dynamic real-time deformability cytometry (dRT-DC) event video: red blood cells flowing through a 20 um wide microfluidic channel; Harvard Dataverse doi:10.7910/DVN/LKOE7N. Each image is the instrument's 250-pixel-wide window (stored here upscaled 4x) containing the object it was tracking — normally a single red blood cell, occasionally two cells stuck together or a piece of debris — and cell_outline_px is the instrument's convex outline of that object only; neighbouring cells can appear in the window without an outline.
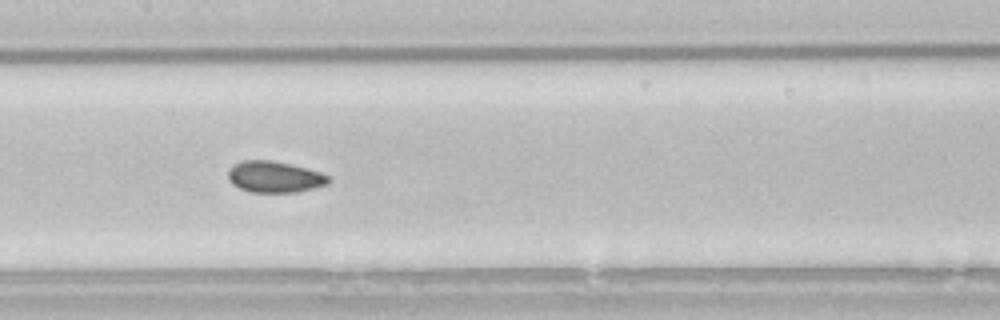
{"species": "common noctule bat (a hibernating species)", "species_latin": "Nyctalus noctula", "temperature_condition": "room temperature", "stored_images_in_passage": 40, "camera_frame_rate_fps": 3000, "um_per_image_px": 0.085, "animal": {"sex": "male", "body_mass_g": 21.5, "forearm_length_mm": 52.0}, "frame": {"image": 1, "passage_image": 18, "time_ms": 5.667, "image_size_px": [1000, 320], "cell_outline_px": [[332, 180], [328, 184], [296, 192], [252, 192], [240, 188], [232, 184], [228, 180], [228, 168], [232, 164], [240, 160], [272, 160], [320, 172], [328, 176]], "centroid_in_image_um": [23.29, 15.03], "position_along_channel_um": 184.1, "area_um2": 18.32}, "authors_computed_cell_mechanics": {"area_um2": 18.4382, "velocity_mm_per_s": 3.8208, "shape_relaxation_time_tau1_ms": 9.452, "shape_relaxation_time_tau2_ms": 1.3682, "deformation_change_tau1": 0.107, "deformation_change_tau2": 0.0427}}